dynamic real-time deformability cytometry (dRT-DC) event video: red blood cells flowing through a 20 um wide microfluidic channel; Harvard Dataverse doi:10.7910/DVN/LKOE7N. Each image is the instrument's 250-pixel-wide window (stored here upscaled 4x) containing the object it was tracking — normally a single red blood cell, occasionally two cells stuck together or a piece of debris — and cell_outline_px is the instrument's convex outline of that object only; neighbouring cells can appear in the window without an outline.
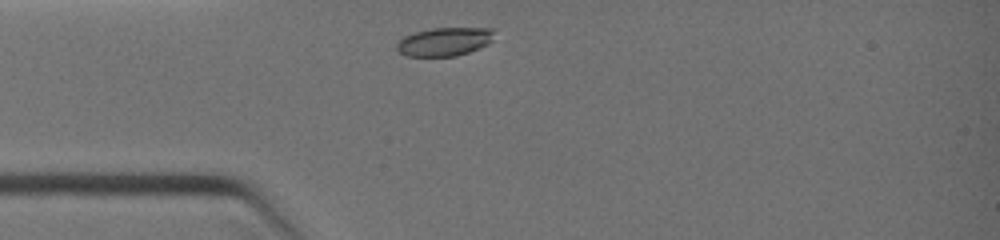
{"species": "common noctule bat (a hibernating species)", "species_latin": "Nyctalus noctula", "temperature_condition": "warm", "stored_images_in_passage": 22, "camera_frame_rate_fps": 3000, "um_per_image_px": 0.085, "animal": {"sex": "female", "body_mass_g": 19.0, "forearm_length_mm": 51.5}, "frame": {"image": 1, "passage_image": 1, "time_ms": 0.0, "image_size_px": [1000, 240], "cell_outline_px": [[492, 40], [488, 44], [468, 52], [456, 56], [404, 56], [396, 48], [396, 44], [404, 36], [412, 32], [432, 28], [492, 28]], "centroid_in_image_um": [37.73, 3.54], "position_along_channel_um": 47.3, "area_um2": 16.13}}
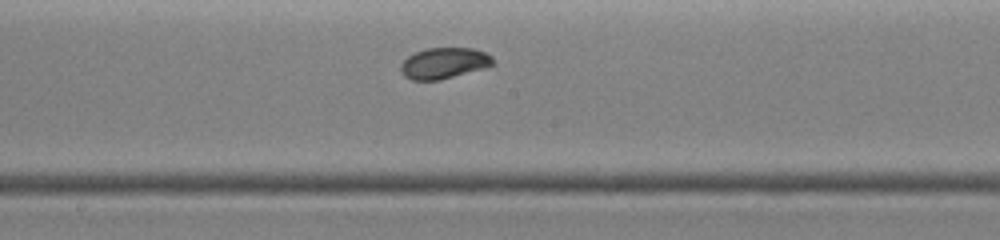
{"frame": {"image": 2, "passage_image": 11, "time_ms": 3.333, "image_size_px": [1000, 240], "cell_outline_px": [[496, 64], [484, 68], [440, 80], [412, 80], [404, 76], [400, 72], [400, 64], [408, 56], [424, 48], [472, 48], [484, 52], [492, 56]], "centroid_in_image_um": [37.74, 5.37], "position_along_channel_um": 210.5, "area_um2": 16.76}}
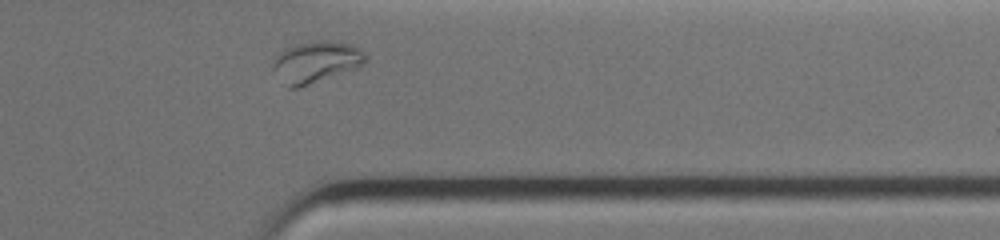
{"frame": {"image": 3, "passage_image": 21, "time_ms": 6.667, "image_size_px": [1000, 240], "cell_outline_px": [[368, 60], [360, 68], [296, 88], [288, 88], [284, 84], [272, 68], [272, 64], [276, 56], [284, 48], [296, 44], [312, 40], [324, 40], [352, 44], [360, 48], [368, 56]], "centroid_in_image_um": [26.91, 5.25], "position_along_channel_um": 384.5, "area_um2": 22.72}}